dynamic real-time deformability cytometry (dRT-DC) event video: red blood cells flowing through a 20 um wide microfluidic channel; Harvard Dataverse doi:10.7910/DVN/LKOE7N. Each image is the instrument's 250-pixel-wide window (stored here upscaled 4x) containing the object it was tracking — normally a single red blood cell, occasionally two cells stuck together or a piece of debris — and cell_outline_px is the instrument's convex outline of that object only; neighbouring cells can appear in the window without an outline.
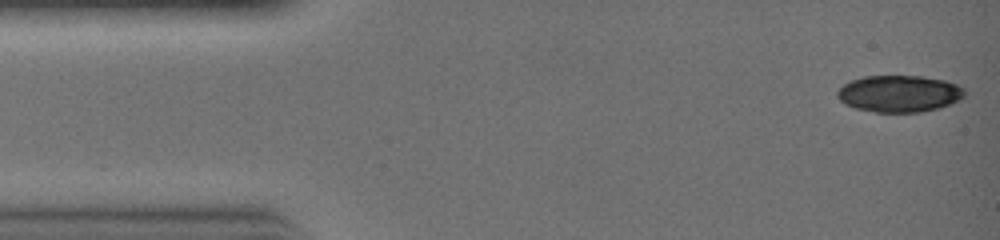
{"species": "common noctule bat (a hibernating species)", "species_latin": "Nyctalus noctula", "temperature_condition": "warm", "stored_images_in_passage": 14, "camera_frame_rate_fps": 3000, "um_per_image_px": 0.085, "animal": {"sex": "female", "body_mass_g": 19.0, "forearm_length_mm": 51.5}, "frame": {"image": 1, "passage_image": 1, "time_ms": 0.0, "image_size_px": [1000, 240], "cell_outline_px": [[964, 96], [948, 104], [936, 108], [920, 112], [876, 112], [856, 108], [840, 100], [836, 96], [836, 92], [844, 84], [852, 80], [864, 76], [920, 76], [944, 80], [956, 84], [964, 88]], "centroid_in_image_um": [76.41, 7.95], "position_along_channel_um": 8.6, "area_um2": 26.88}}
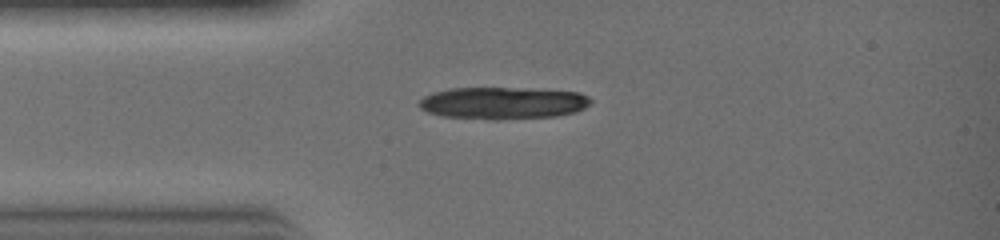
{"frame": {"image": 2, "passage_image": 7, "time_ms": 2.0, "image_size_px": [1000, 240], "cell_outline_px": [[592, 100], [584, 108], [576, 112], [556, 116], [500, 120], [488, 120], [444, 116], [428, 112], [420, 108], [416, 104], [424, 96], [432, 92], [452, 88], [520, 88], [580, 92], [588, 96]], "centroid_in_image_um": [42.73, 8.76], "position_along_channel_um": 42.3, "area_um2": 32.37}}